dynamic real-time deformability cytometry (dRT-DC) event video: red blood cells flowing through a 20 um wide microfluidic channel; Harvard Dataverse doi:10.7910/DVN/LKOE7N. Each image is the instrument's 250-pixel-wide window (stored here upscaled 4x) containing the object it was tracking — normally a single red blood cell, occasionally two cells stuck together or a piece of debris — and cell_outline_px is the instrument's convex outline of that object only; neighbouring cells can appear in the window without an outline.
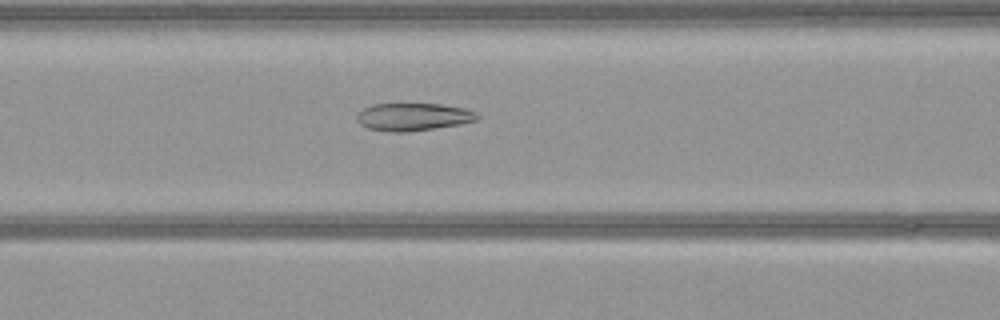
{"species": "common noctule bat (a hibernating species)", "species_latin": "Nyctalus noctula", "temperature_condition": "warm", "stored_images_in_passage": 52, "camera_frame_rate_fps": 3000, "um_per_image_px": 0.085, "animal": {"sex": "female", "body_mass_g": 21.9}, "frame": {"image": 1, "passage_image": 21, "time_ms": 6.667, "image_size_px": [1000, 320], "cell_outline_px": [[480, 116], [476, 120], [460, 124], [408, 132], [388, 132], [368, 128], [360, 124], [356, 120], [356, 112], [372, 104], [440, 104], [464, 108], [476, 112]], "centroid_in_image_um": [35.08, 9.93], "position_along_channel_um": 131.5, "area_um2": 19.48}}
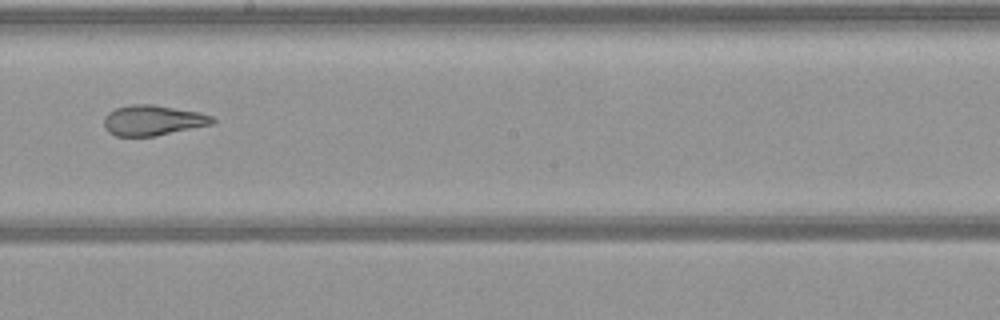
{"frame": {"image": 2, "passage_image": 29, "time_ms": 9.333, "image_size_px": [1000, 320], "cell_outline_px": [[216, 120], [212, 124], [156, 136], [116, 136], [108, 132], [104, 128], [104, 116], [108, 112], [116, 108], [132, 104], [152, 104], [200, 112], [212, 116]], "centroid_in_image_um": [12.97, 10.23], "position_along_channel_um": 235.2, "area_um2": 19.25}}
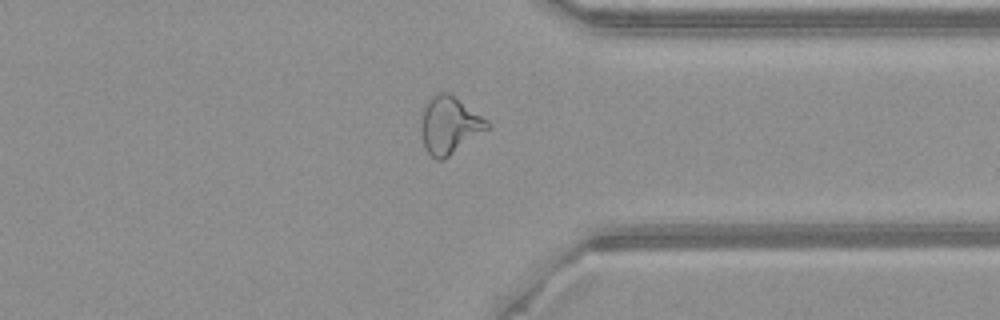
{"frame": {"image": 3, "passage_image": 40, "time_ms": 13.0, "image_size_px": [1000, 320], "cell_outline_px": [[492, 128], [444, 160], [436, 160], [428, 152], [424, 144], [420, 128], [420, 124], [424, 108], [428, 100], [436, 92], [448, 92], [488, 120], [492, 124]], "centroid_in_image_um": [38.24, 10.66], "position_along_channel_um": 373.2, "area_um2": 22.37}}